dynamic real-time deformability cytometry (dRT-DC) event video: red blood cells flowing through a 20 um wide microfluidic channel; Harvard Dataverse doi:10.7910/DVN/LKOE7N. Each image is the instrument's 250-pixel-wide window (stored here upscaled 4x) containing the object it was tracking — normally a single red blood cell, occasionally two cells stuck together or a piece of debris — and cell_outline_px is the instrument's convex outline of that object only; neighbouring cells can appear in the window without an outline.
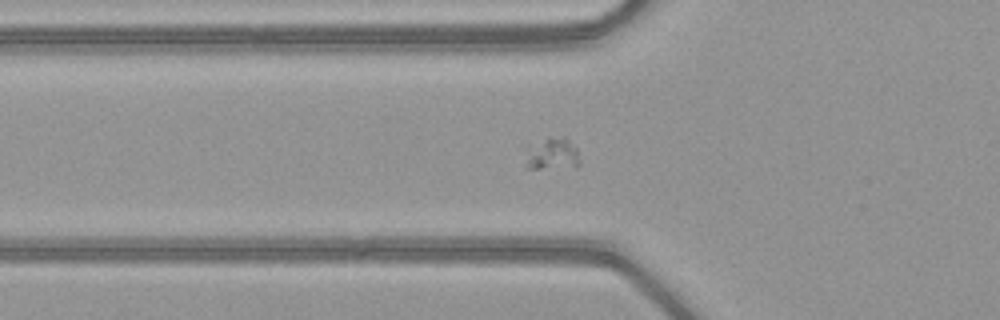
{"species": "common noctule bat (a hibernating species)", "species_latin": "Nyctalus noctula", "temperature_condition": "warm", "stored_images_in_passage": 40, "camera_frame_rate_fps": 3000, "um_per_image_px": 0.085, "animal": {"sex": "female", "body_mass_g": 21.9}, "frame": {"image": 1, "passage_image": 6, "time_ms": 1.667, "image_size_px": [1000, 320], "cell_outline_px": [[580, 164], [576, 168], [524, 168], [520, 148], [528, 144], [548, 140], [568, 140], [576, 148], [580, 160]], "centroid_in_image_um": [46.78, 13.17], "position_along_channel_um": 79.0, "area_um2": 10.52}}
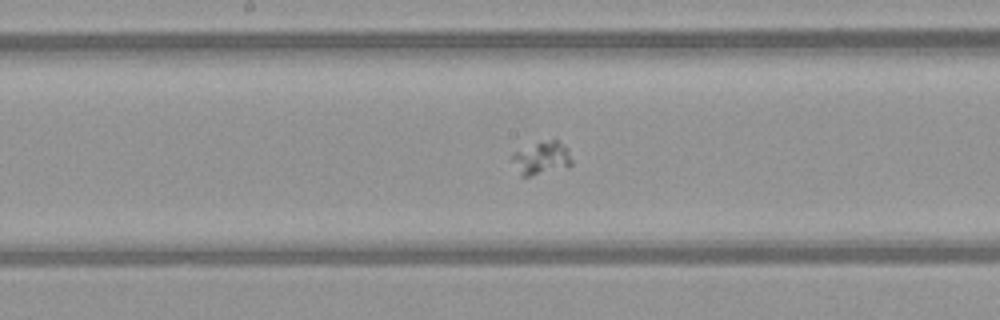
{"frame": {"image": 2, "passage_image": 15, "time_ms": 4.667, "image_size_px": [1000, 320], "cell_outline_px": [[572, 164], [568, 168], [532, 176], [520, 176], [512, 160], [512, 156], [516, 152], [536, 144], [552, 140], [556, 140], [568, 148], [572, 160]], "centroid_in_image_um": [46.09, 13.49], "position_along_channel_um": 202.1, "area_um2": 11.27}}
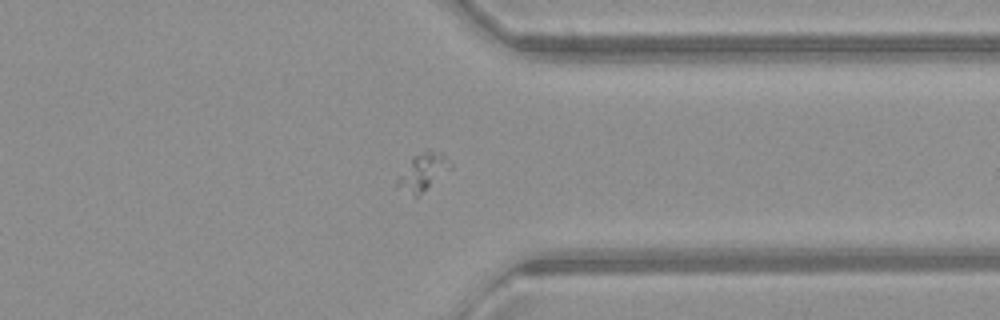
{"frame": {"image": 3, "passage_image": 28, "time_ms": 9.0, "image_size_px": [1000, 320], "cell_outline_px": [[452, 168], [416, 196], [412, 196], [396, 188], [396, 184], [400, 176], [412, 160], [416, 156], [428, 148], [440, 152], [452, 164]], "centroid_in_image_um": [35.97, 14.62], "position_along_channel_um": 375.4, "area_um2": 10.98}}